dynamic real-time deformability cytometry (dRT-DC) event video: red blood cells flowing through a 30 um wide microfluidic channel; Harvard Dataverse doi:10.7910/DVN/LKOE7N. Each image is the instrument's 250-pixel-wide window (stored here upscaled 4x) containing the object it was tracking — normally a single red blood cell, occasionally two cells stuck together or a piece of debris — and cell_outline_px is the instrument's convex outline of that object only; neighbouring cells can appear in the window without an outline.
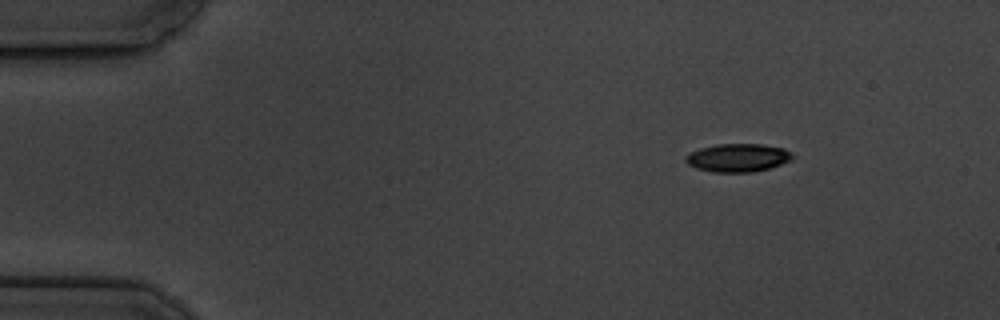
{"species": "common noctule bat (a hibernating species)", "species_latin": "Nyctalus noctula", "temperature_condition": "cold", "stored_images_in_passage": 6, "camera_frame_rate_fps": 3000, "um_per_image_px": 0.085, "animal": {"sex": "male", "body_mass_g": 19.5, "forearm_length_mm": 54.6}, "frame": {"image": 1, "passage_image": 6, "time_ms": 6.667, "image_size_px": [1000, 320], "cell_outline_px": [[796, 156], [792, 160], [768, 168], [752, 172], [712, 172], [696, 168], [688, 164], [684, 160], [684, 156], [688, 152], [700, 148], [716, 144], [760, 144], [784, 148]], "centroid_in_image_um": [62.69, 13.4], "position_along_channel_um": 22.3, "area_um2": 17.69}}